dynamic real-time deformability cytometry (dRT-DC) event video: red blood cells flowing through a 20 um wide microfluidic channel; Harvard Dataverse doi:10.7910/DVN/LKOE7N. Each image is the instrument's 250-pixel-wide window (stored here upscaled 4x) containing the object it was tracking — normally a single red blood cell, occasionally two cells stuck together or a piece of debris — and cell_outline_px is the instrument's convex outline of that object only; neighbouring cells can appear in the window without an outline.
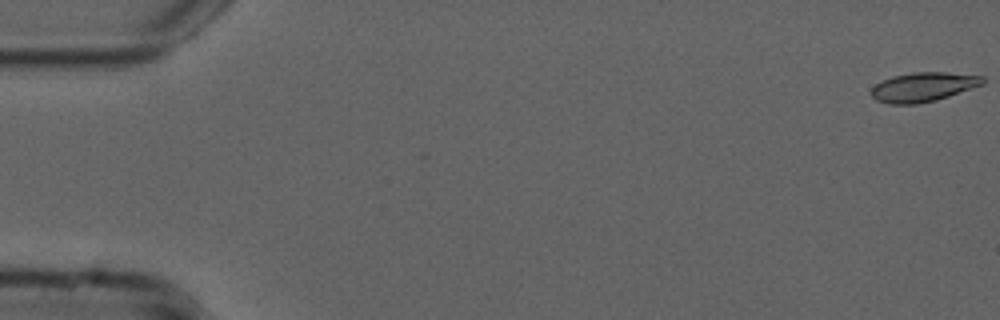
{"species": "common noctule bat (a hibernating species)", "species_latin": "Nyctalus noctula", "temperature_condition": "cold", "stored_images_in_passage": 14, "camera_frame_rate_fps": 3000, "um_per_image_px": 0.085, "animal": {"sex": "male", "forearm_length_mm": 52.5}, "frame": {"image": 1, "passage_image": 1, "time_ms": 0.0, "image_size_px": [1000, 320], "cell_outline_px": [[984, 84], [936, 100], [916, 104], [888, 104], [876, 100], [872, 96], [872, 88], [876, 84], [892, 76], [912, 72], [944, 72], [984, 76]], "centroid_in_image_um": [78.47, 7.39], "position_along_channel_um": 6.5, "area_um2": 18.9}}
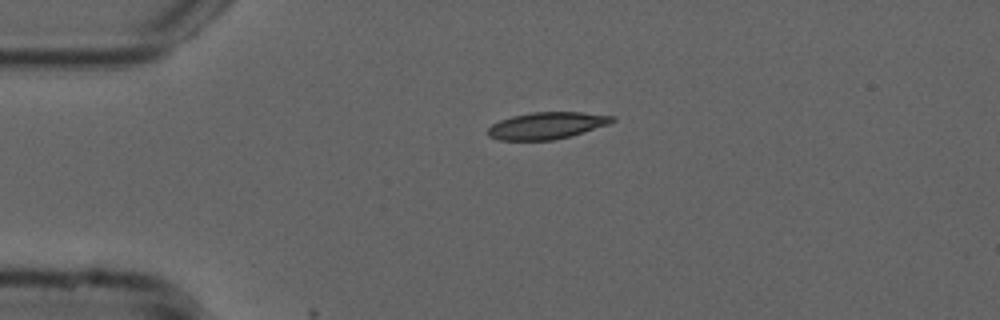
{"frame": {"image": 2, "passage_image": 13, "time_ms": 4.0, "image_size_px": [1000, 320], "cell_outline_px": [[616, 120], [608, 124], [572, 136], [552, 140], [500, 140], [488, 136], [488, 128], [492, 124], [500, 120], [512, 116], [532, 112], [580, 112], [616, 116]], "centroid_in_image_um": [46.48, 10.67], "position_along_channel_um": 38.5, "area_um2": 19.48}}